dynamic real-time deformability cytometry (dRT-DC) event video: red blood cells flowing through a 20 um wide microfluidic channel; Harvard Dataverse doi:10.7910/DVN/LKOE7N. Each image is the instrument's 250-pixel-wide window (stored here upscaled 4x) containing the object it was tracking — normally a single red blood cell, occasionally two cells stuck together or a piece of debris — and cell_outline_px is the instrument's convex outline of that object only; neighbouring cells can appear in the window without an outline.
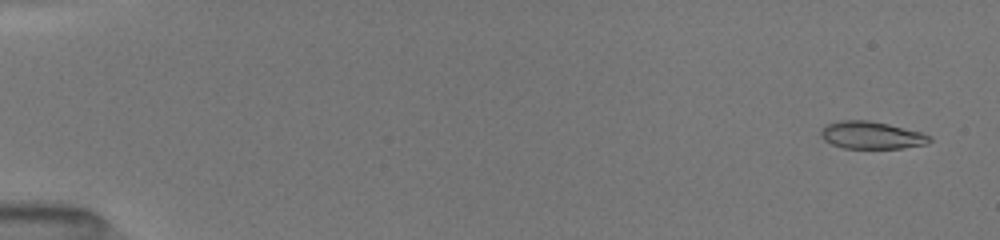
{"species": "common noctule bat (a hibernating species)", "species_latin": "Nyctalus noctula", "temperature_condition": "room temperature", "stored_images_in_passage": 14, "camera_frame_rate_fps": 3000, "um_per_image_px": 0.085, "animal": {"sex": "female", "body_mass_g": 19.5, "forearm_length_mm": 54.1}, "frame": {"image": 1, "passage_image": 1, "time_ms": 0.0, "image_size_px": [1000, 240], "cell_outline_px": [[932, 140], [928, 144], [900, 148], [844, 148], [832, 144], [824, 140], [820, 136], [820, 132], [828, 124], [840, 120], [868, 120], [888, 124], [924, 132], [932, 136]], "centroid_in_image_um": [74.13, 11.49], "position_along_channel_um": 10.9, "area_um2": 17.46}}
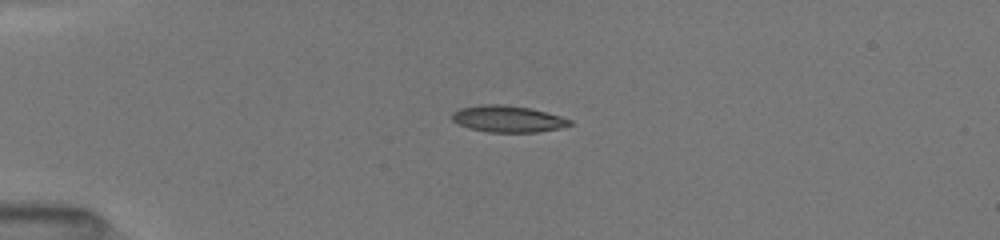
{"frame": {"image": 2, "passage_image": 11, "time_ms": 3.667, "image_size_px": [1000, 240], "cell_outline_px": [[572, 124], [560, 128], [536, 132], [488, 132], [468, 128], [452, 120], [452, 112], [460, 108], [484, 104], [504, 104], [532, 108], [560, 116], [572, 120]], "centroid_in_image_um": [43.16, 10.1], "position_along_channel_um": 41.8, "area_um2": 18.26}}